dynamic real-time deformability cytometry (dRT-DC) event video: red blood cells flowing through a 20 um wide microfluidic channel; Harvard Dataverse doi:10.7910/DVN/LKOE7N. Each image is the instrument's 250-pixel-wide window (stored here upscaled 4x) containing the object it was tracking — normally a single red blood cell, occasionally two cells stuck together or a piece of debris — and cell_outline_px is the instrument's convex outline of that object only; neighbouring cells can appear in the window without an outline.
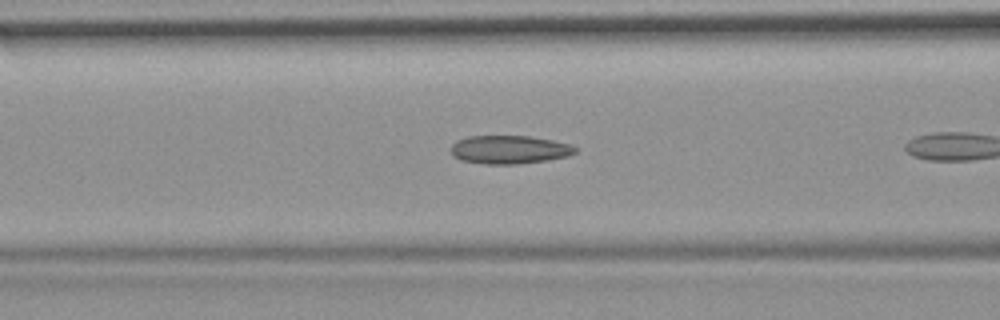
{"species": "common noctule bat (a hibernating species)", "species_latin": "Nyctalus noctula", "temperature_condition": "room temperature", "stored_images_in_passage": 9, "camera_frame_rate_fps": 3000, "um_per_image_px": 0.085, "animal": {"sex": "female", "body_mass_g": 19.9}, "frame": {"image": 1, "passage_image": 7, "time_ms": 2.0, "image_size_px": [1000, 320], "cell_outline_px": [[576, 152], [568, 156], [548, 160], [516, 164], [484, 164], [460, 160], [452, 156], [448, 148], [456, 140], [468, 136], [528, 136], [552, 140], [572, 144], [576, 148]], "centroid_in_image_um": [43.25, 12.72], "position_along_channel_um": 123.4, "area_um2": 20.81}}